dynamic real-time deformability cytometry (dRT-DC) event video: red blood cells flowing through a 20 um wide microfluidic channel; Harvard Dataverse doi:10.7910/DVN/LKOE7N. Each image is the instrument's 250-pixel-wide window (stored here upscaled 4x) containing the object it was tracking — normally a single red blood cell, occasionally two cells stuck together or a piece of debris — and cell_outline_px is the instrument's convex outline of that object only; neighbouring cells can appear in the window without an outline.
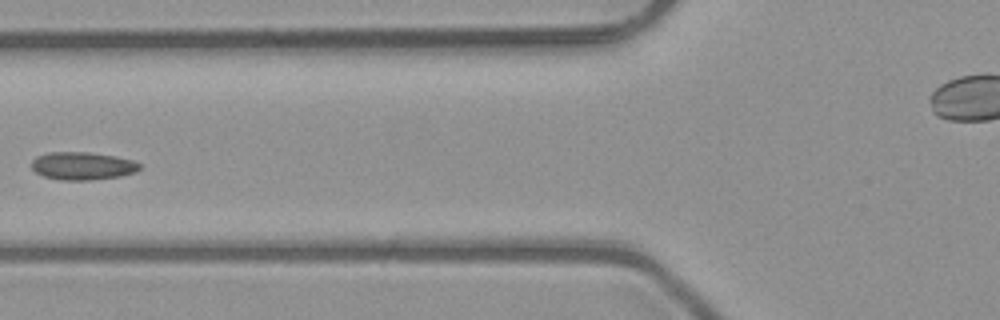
{"species": "common noctule bat (a hibernating species)", "species_latin": "Nyctalus noctula", "temperature_condition": "room temperature", "stored_images_in_passage": 8, "camera_frame_rate_fps": 3000, "um_per_image_px": 0.085, "animal": {"sex": "male", "body_mass_g": 23.1, "forearm_length_mm": 52.7}, "frame": {"image": 1, "passage_image": 7, "time_ms": 2.0, "image_size_px": [1000, 320], "cell_outline_px": [[140, 168], [136, 172], [120, 176], [88, 180], [60, 180], [44, 176], [36, 172], [32, 168], [32, 160], [36, 156], [48, 152], [88, 152], [116, 156], [132, 160], [140, 164]], "centroid_in_image_um": [7.0, 14.09], "position_along_channel_um": 118.8, "area_um2": 17.51}}